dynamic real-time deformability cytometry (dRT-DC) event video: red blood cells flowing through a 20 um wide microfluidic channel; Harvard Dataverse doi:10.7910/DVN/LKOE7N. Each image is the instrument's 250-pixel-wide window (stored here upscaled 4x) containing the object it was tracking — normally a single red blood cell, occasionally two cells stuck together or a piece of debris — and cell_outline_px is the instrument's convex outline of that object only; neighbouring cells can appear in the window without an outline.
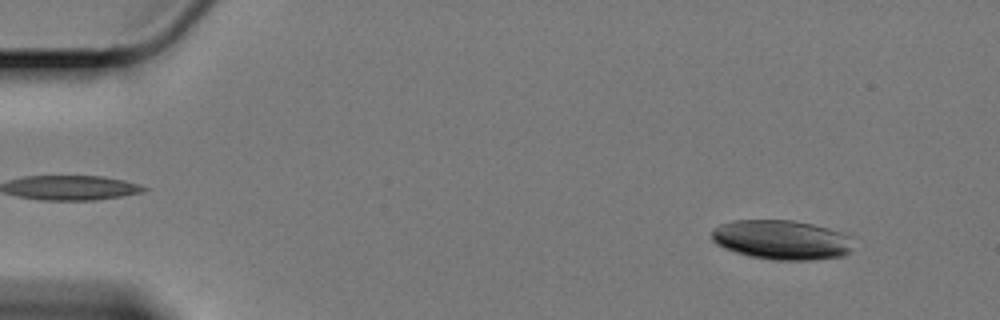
{"species": "Egyptian fruit bat (a non-hibernating species)", "species_latin": "Rousettus aegyptiacus", "temperature_condition": "cold", "stored_images_in_passage": 54, "camera_frame_rate_fps": 3000, "um_per_image_px": 0.085, "animal": {"sex": "female"}, "frame": {"image": 1, "passage_image": 6, "time_ms": 1.667, "image_size_px": [1000, 320], "cell_outline_px": [[848, 252], [844, 256], [812, 260], [772, 260], [748, 256], [724, 248], [716, 244], [712, 240], [712, 232], [720, 224], [732, 220], [792, 220], [812, 224], [828, 228], [840, 232], [848, 236]], "centroid_in_image_um": [66.36, 20.39], "position_along_channel_um": 18.6, "area_um2": 32.31}}
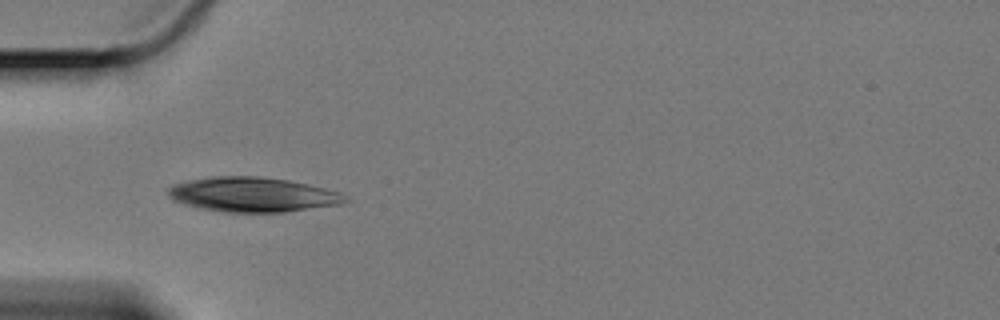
{"frame": {"image": 2, "passage_image": 19, "time_ms": 6.0, "image_size_px": [1000, 320], "cell_outline_px": [[348, 200], [336, 204], [284, 212], [220, 212], [200, 208], [184, 204], [172, 200], [168, 196], [168, 188], [172, 184], [188, 180], [212, 176], [260, 176], [288, 180], [308, 184], [340, 192]], "centroid_in_image_um": [21.39, 16.53], "position_along_channel_um": 63.6, "area_um2": 35.66}}